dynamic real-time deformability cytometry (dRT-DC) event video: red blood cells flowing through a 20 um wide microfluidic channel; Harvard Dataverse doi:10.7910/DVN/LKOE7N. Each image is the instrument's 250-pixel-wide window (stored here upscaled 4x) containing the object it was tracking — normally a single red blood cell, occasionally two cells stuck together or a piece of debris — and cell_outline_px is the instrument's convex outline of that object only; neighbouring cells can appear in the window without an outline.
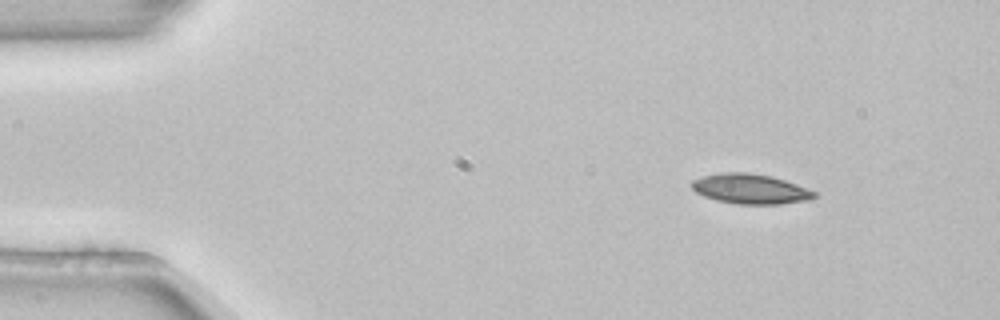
{"species": "common noctule bat (a hibernating species)", "species_latin": "Nyctalus noctula", "temperature_condition": "room temperature", "stored_images_in_passage": 4, "camera_frame_rate_fps": 3000, "um_per_image_px": 0.085, "animal": {"sex": "female", "body_mass_g": 22.7, "forearm_length_mm": 54.2}, "frame": {"image": 1, "passage_image": 1, "time_ms": 0.0, "image_size_px": [1000, 320], "cell_outline_px": [[816, 196], [812, 200], [780, 204], [736, 204], [716, 200], [704, 196], [696, 192], [692, 188], [692, 180], [704, 176], [724, 172], [748, 172], [772, 176], [796, 184], [816, 192]], "centroid_in_image_um": [63.8, 16.06], "position_along_channel_um": 21.2, "area_um2": 21.39}}
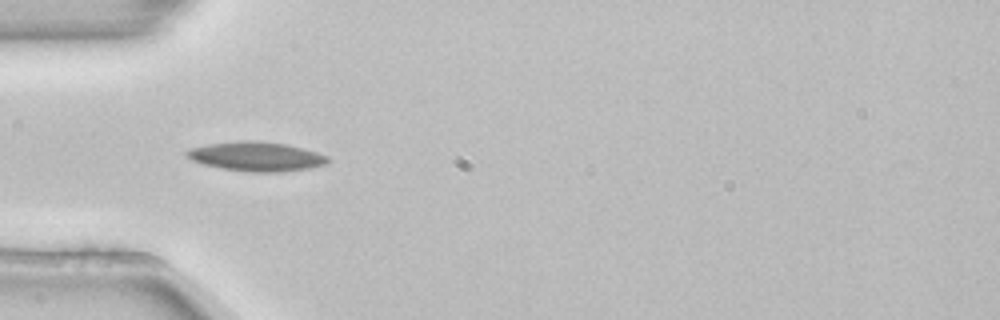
{"frame": {"image": 2, "passage_image": 3, "time_ms": 0.667, "image_size_px": [1000, 320], "cell_outline_px": [[328, 164], [308, 168], [280, 172], [252, 172], [224, 168], [204, 164], [192, 160], [184, 156], [184, 152], [188, 148], [208, 144], [248, 140], [252, 140], [284, 144], [304, 148], [328, 156]], "centroid_in_image_um": [21.77, 13.3], "position_along_channel_um": 63.2, "area_um2": 23.93}}